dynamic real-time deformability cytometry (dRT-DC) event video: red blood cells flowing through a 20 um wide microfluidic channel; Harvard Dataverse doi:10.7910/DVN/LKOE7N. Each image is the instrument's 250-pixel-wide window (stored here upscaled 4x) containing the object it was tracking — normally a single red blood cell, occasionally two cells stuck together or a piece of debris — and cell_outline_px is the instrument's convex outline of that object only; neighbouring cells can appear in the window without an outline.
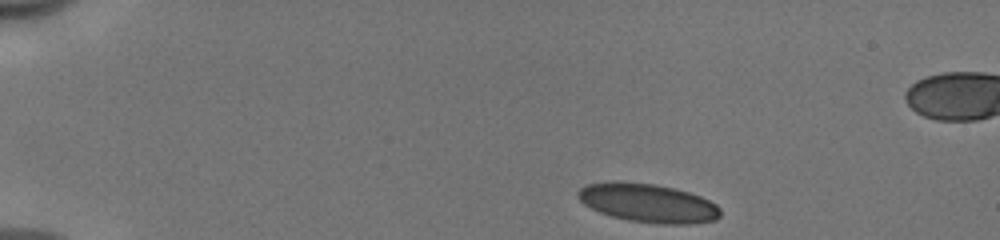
{"species": "human", "species_latin": "Homo sapiens", "temperature_condition": "cold", "stored_images_in_passage": 36, "segment_of_instrument_passage": [1, 2], "camera_frame_rate_fps": 3000, "um_per_image_px": 0.085, "donor": {"sex": "male"}, "frame": {"image": 1, "passage_image": 1, "time_ms": 0.0, "image_size_px": [1000, 240], "cell_outline_px": [[720, 216], [716, 220], [688, 224], [664, 224], [628, 220], [612, 216], [600, 212], [584, 204], [576, 196], [576, 192], [580, 188], [588, 184], [612, 180], [620, 180], [652, 184], [676, 188], [700, 196], [716, 204], [720, 208]], "centroid_in_image_um": [55.06, 17.24], "position_along_channel_um": 29.9, "area_um2": 32.25}}
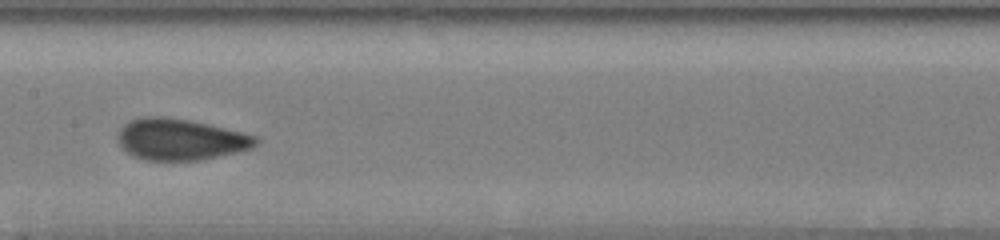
{"frame": {"image": 2, "passage_image": 20, "time_ms": 6.333, "image_size_px": [1000, 240], "cell_outline_px": [[260, 140], [252, 148], [236, 152], [200, 160], [148, 160], [136, 156], [128, 152], [120, 144], [116, 136], [120, 128], [128, 120], [140, 116], [168, 116], [208, 124], [256, 136]], "centroid_in_image_um": [15.3, 11.83], "position_along_channel_um": 192.1, "area_um2": 33.12}}
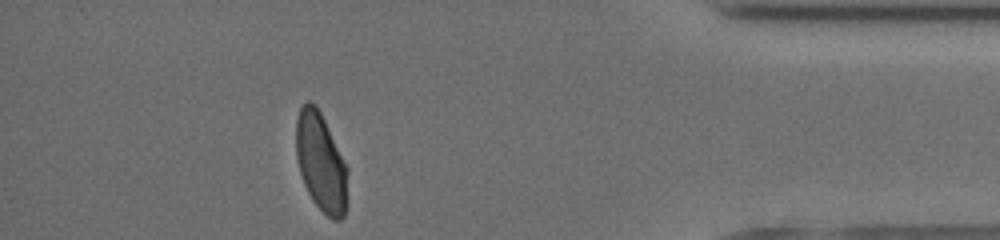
{"frame": {"image": 3, "passage_image": 32, "time_ms": 10.333, "image_size_px": [1000, 240], "cell_outline_px": [[348, 200], [344, 216], [340, 220], [332, 220], [312, 200], [304, 184], [300, 172], [296, 156], [296, 120], [300, 108], [308, 100], [316, 104], [348, 168]], "centroid_in_image_um": [27.3, 13.83], "position_along_channel_um": 407.9, "area_um2": 29.71}}